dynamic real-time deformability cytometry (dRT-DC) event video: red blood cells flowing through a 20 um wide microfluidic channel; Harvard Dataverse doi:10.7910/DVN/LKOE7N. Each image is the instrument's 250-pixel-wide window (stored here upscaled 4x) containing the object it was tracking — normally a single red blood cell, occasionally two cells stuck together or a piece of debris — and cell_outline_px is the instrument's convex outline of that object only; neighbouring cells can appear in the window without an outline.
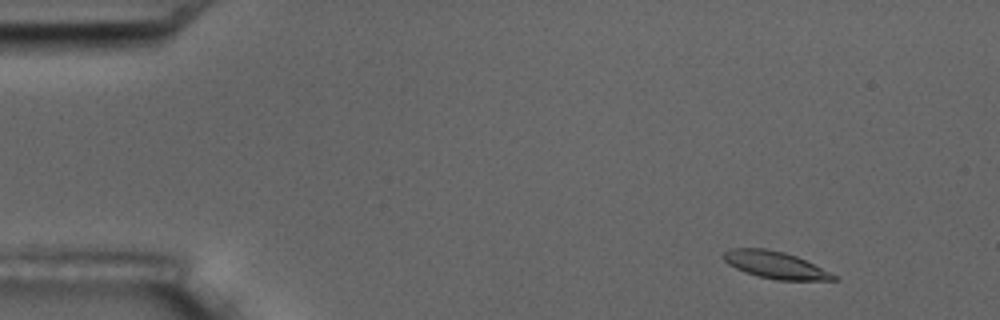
{"species": "common noctule bat (a hibernating species)", "species_latin": "Nyctalus noctula", "temperature_condition": "room temperature", "stored_images_in_passage": 4, "camera_frame_rate_fps": 3000, "um_per_image_px": 0.085, "animal": {"sex": "male", "body_mass_g": 17.5, "forearm_length_mm": 52.3}, "frame": {"image": 1, "passage_image": 1, "time_ms": 0.0, "image_size_px": [1000, 320], "cell_outline_px": [[840, 280], [776, 280], [744, 272], [728, 264], [720, 256], [724, 252], [732, 248], [768, 248], [784, 252], [796, 256], [840, 276]], "centroid_in_image_um": [65.92, 22.52], "position_along_channel_um": 19.1, "area_um2": 17.51}}